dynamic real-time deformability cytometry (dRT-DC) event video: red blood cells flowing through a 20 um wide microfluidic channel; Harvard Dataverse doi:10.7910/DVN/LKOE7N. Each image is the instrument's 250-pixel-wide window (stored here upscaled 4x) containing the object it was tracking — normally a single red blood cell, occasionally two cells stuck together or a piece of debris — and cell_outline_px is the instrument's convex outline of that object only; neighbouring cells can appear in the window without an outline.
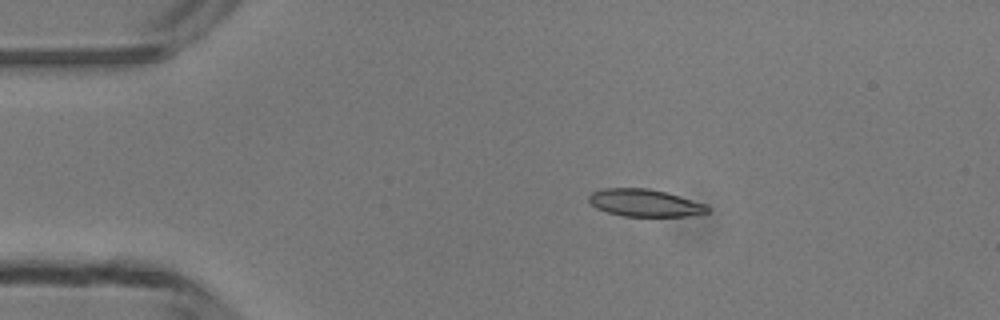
{"species": "common noctule bat (a hibernating species)", "species_latin": "Nyctalus noctula", "temperature_condition": "room temperature", "stored_images_in_passage": 4, "camera_frame_rate_fps": 3000, "um_per_image_px": 0.085, "animal": {"sex": "male", "body_mass_g": 13.3}, "frame": {"image": 1, "passage_image": 2, "time_ms": 1.333, "image_size_px": [1000, 320], "cell_outline_px": [[712, 208], [708, 212], [688, 216], [624, 216], [608, 212], [596, 208], [588, 200], [588, 196], [592, 192], [600, 188], [648, 188], [680, 196], [708, 204]], "centroid_in_image_um": [54.83, 17.24], "position_along_channel_um": 30.2, "area_um2": 19.02}}
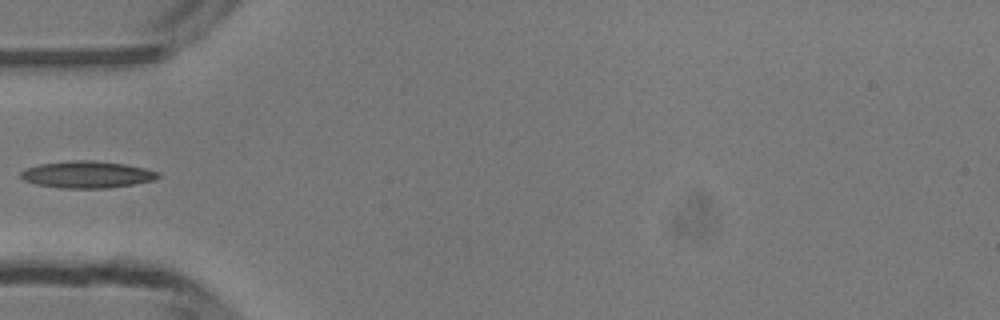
{"frame": {"image": 2, "passage_image": 4, "time_ms": 3.667, "image_size_px": [1000, 320], "cell_outline_px": [[160, 176], [156, 180], [132, 184], [104, 188], [60, 188], [36, 184], [24, 180], [20, 176], [20, 172], [24, 168], [40, 164], [68, 160], [92, 160], [124, 164], [144, 168], [160, 172]], "centroid_in_image_um": [7.38, 14.83], "position_along_channel_um": 77.6, "area_um2": 21.56}}